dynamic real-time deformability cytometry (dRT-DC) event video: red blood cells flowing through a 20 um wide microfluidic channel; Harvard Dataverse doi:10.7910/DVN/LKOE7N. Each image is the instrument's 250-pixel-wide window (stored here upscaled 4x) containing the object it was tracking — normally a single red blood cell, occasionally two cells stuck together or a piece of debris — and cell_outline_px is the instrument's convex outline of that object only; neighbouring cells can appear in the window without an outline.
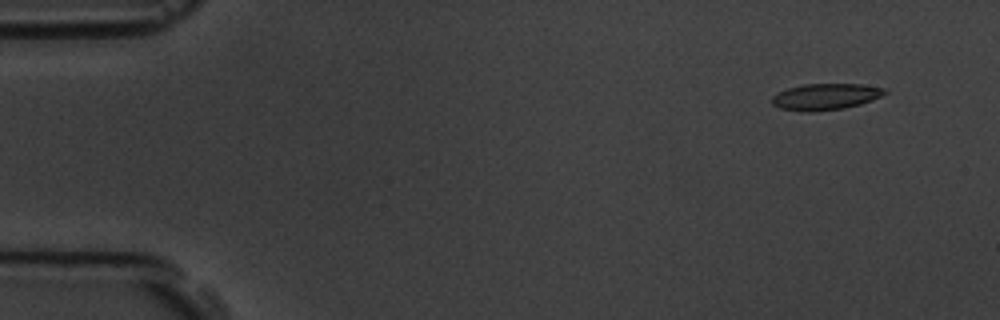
{"species": "common noctule bat (a hibernating species)", "species_latin": "Nyctalus noctula", "temperature_condition": "room temperature", "stored_images_in_passage": 6, "camera_frame_rate_fps": 3000, "um_per_image_px": 0.085, "animal": {"sex": "male", "body_mass_g": 19.5, "forearm_length_mm": 54.6}, "frame": {"image": 1, "passage_image": 1, "time_ms": 0.0, "image_size_px": [1000, 320], "cell_outline_px": [[888, 92], [872, 100], [860, 104], [844, 108], [812, 112], [804, 112], [780, 108], [772, 104], [772, 96], [776, 92], [788, 88], [804, 84], [860, 84], [884, 88]], "centroid_in_image_um": [70.13, 8.22], "position_along_channel_um": 14.9, "area_um2": 17.34}}
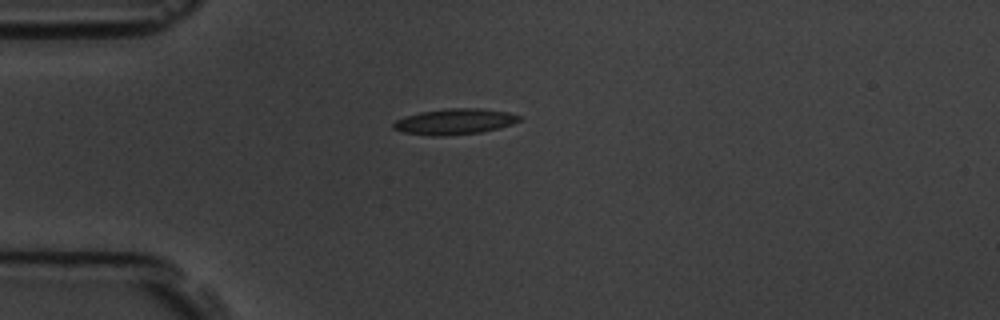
{"frame": {"image": 2, "passage_image": 4, "time_ms": 3.333, "image_size_px": [1000, 320], "cell_outline_px": [[524, 116], [520, 120], [512, 124], [480, 132], [444, 136], [432, 136], [400, 132], [392, 128], [392, 124], [396, 120], [404, 116], [420, 112], [448, 108], [480, 108], [508, 112]], "centroid_in_image_um": [38.61, 10.33], "position_along_channel_um": 46.4, "area_um2": 19.02}}
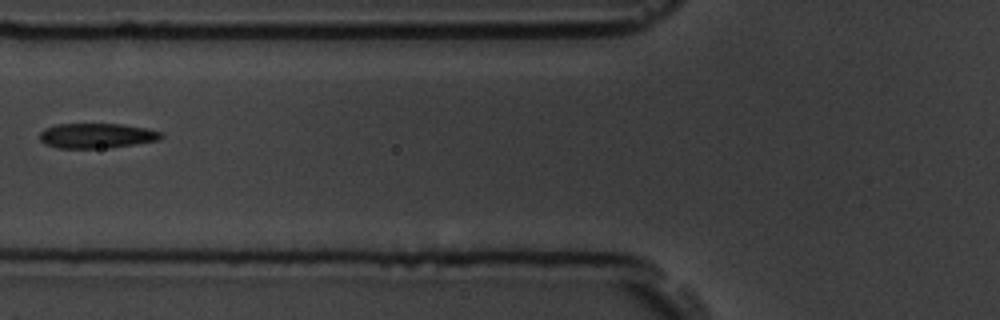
{"frame": {"image": 3, "passage_image": 6, "time_ms": 5.667, "image_size_px": [1000, 320], "cell_outline_px": [[164, 136], [160, 140], [108, 148], [60, 148], [44, 144], [40, 140], [40, 132], [44, 128], [56, 124], [124, 124], [148, 128], [164, 132]], "centroid_in_image_um": [8.26, 11.53], "position_along_channel_um": 117.5, "area_um2": 17.92}}